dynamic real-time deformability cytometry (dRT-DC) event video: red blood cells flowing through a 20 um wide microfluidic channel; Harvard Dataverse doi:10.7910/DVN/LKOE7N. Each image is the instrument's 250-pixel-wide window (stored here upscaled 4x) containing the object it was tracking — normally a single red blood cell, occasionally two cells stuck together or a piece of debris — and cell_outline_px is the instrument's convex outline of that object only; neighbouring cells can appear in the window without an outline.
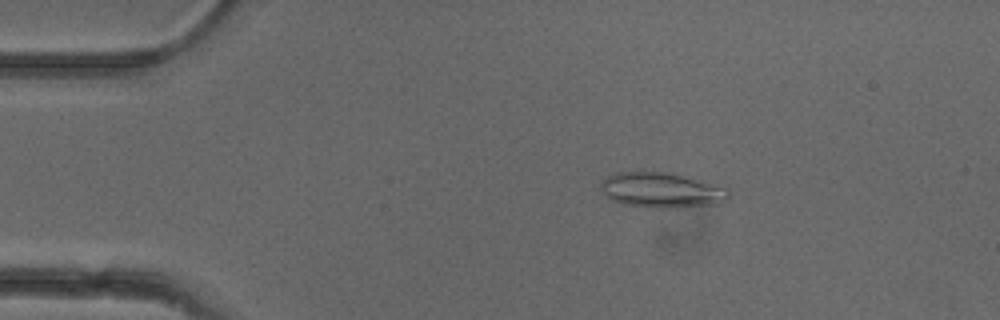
{"species": "common noctule bat (a hibernating species)", "species_latin": "Nyctalus noctula", "temperature_condition": "cold", "stored_images_in_passage": 4, "camera_frame_rate_fps": 3000, "um_per_image_px": 0.085, "animal": {"sex": "female"}, "frame": {"image": 1, "passage_image": 3, "time_ms": 2.667, "image_size_px": [1000, 320], "cell_outline_px": [[728, 200], [720, 204], [676, 208], [656, 208], [620, 204], [608, 200], [600, 188], [600, 180], [616, 172], [644, 168], [676, 172], [704, 180], [728, 188]], "centroid_in_image_um": [56.2, 16.11], "position_along_channel_um": 28.8, "area_um2": 27.98}}